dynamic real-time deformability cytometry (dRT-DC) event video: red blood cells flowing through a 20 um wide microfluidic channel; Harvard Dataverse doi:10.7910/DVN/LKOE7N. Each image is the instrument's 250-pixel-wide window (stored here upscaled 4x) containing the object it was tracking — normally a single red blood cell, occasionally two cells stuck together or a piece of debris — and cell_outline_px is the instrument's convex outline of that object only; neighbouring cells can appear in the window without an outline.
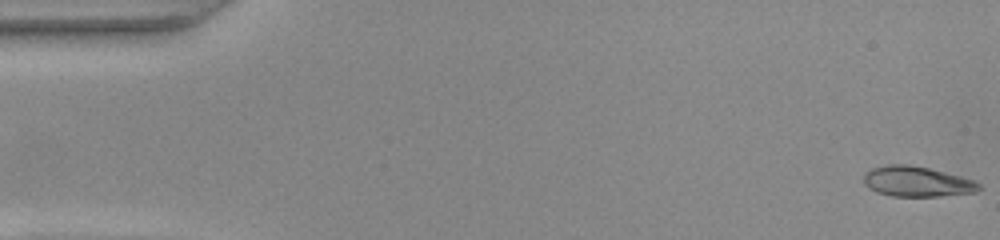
{"species": "common noctule bat (a hibernating species)", "species_latin": "Nyctalus noctula", "temperature_condition": "warm", "stored_images_in_passage": 21, "camera_frame_rate_fps": 3000, "um_per_image_px": 0.085, "animal": {"sex": "female", "body_mass_g": 22.0, "forearm_length_mm": 56.7}, "frame": {"image": 1, "passage_image": 1, "time_ms": 0.0, "image_size_px": [1000, 240], "cell_outline_px": [[980, 188], [976, 192], [940, 196], [892, 196], [876, 192], [868, 188], [864, 184], [864, 172], [872, 168], [888, 164], [908, 164], [928, 168], [960, 176], [972, 180], [980, 184]], "centroid_in_image_um": [77.89, 15.43], "position_along_channel_um": 7.1, "area_um2": 20.29}}
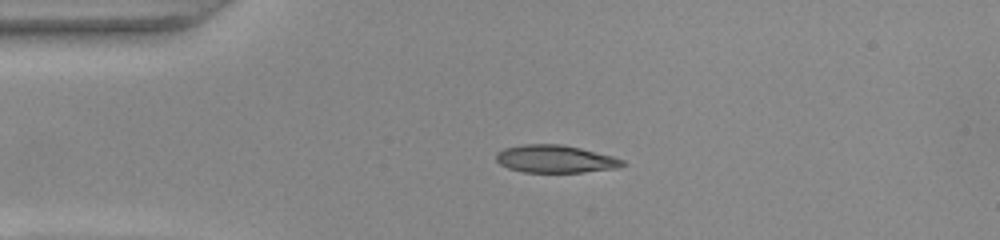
{"frame": {"image": 2, "passage_image": 12, "time_ms": 3.667, "image_size_px": [1000, 240], "cell_outline_px": [[628, 164], [620, 168], [584, 172], [524, 172], [508, 168], [500, 164], [496, 160], [496, 152], [504, 148], [524, 144], [560, 144], [580, 148], [612, 156], [624, 160]], "centroid_in_image_um": [47.22, 13.51], "position_along_channel_um": 37.8, "area_um2": 20.46}}
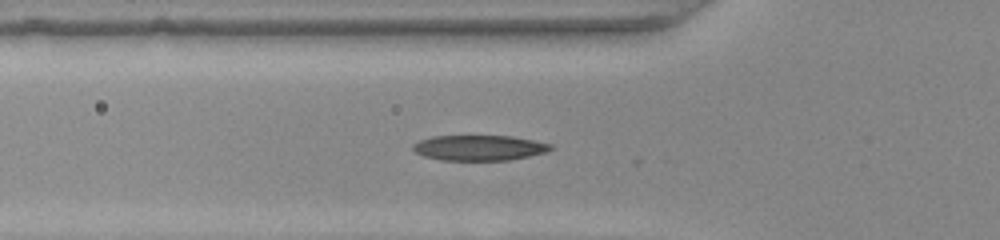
{"frame": {"image": 3, "passage_image": 18, "time_ms": 5.667, "image_size_px": [1000, 240], "cell_outline_px": [[556, 148], [544, 152], [528, 156], [508, 160], [444, 160], [424, 156], [416, 152], [412, 148], [412, 144], [420, 140], [432, 136], [512, 136], [552, 144]], "centroid_in_image_um": [40.74, 12.56], "position_along_channel_um": 85.1, "area_um2": 20.23}}